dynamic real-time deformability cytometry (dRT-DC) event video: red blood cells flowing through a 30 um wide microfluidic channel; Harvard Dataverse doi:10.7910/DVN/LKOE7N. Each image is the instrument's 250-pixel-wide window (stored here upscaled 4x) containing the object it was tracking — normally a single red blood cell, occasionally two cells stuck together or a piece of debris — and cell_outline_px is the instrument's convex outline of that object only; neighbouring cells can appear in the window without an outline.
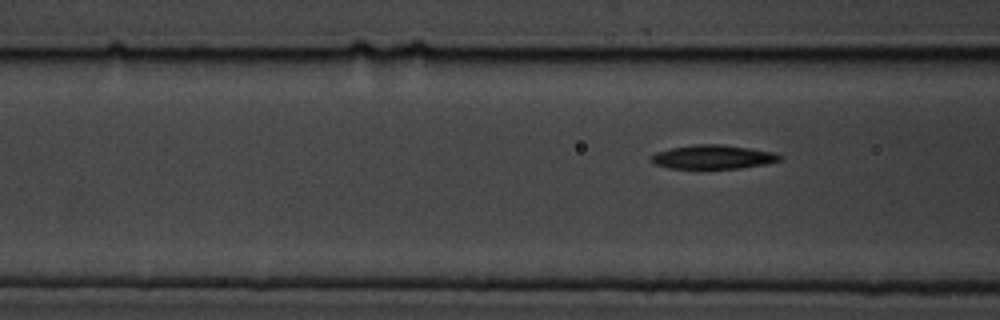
{"species": "common noctule bat (a hibernating species)", "species_latin": "Nyctalus noctula", "temperature_condition": "cold", "stored_images_in_passage": 6, "segment_of_instrument_passage": [2, 2], "camera_frame_rate_fps": 3000, "um_per_image_px": 0.085, "animal": {"sex": "male", "body_mass_g": 19.5, "forearm_length_mm": 54.6}, "frame": {"image": 1, "passage_image": 6, "time_ms": 6.667, "image_size_px": [1000, 320], "cell_outline_px": [[784, 160], [768, 164], [740, 168], [668, 168], [656, 164], [652, 160], [652, 156], [656, 152], [672, 148], [696, 144], [724, 144], [772, 152], [784, 156]], "centroid_in_image_um": [60.69, 13.34], "position_along_channel_um": 105.9, "area_um2": 17.86}}